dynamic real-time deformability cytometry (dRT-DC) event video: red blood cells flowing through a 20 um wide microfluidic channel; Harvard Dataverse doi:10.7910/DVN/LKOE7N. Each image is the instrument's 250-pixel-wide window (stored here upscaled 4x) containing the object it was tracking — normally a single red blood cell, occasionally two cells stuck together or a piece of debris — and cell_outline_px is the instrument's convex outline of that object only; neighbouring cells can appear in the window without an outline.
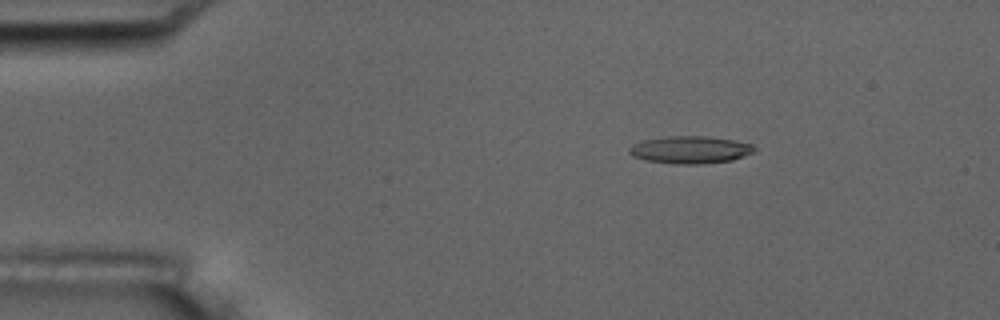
{"species": "common noctule bat (a hibernating species)", "species_latin": "Nyctalus noctula", "temperature_condition": "room temperature", "stored_images_in_passage": 5, "camera_frame_rate_fps": 3000, "um_per_image_px": 0.085, "animal": {"sex": "male", "body_mass_g": 17.5, "forearm_length_mm": 52.3}, "frame": {"image": 1, "passage_image": 3, "time_ms": 2.333, "image_size_px": [1000, 320], "cell_outline_px": [[756, 152], [732, 160], [700, 164], [676, 164], [648, 160], [632, 156], [628, 152], [628, 148], [632, 144], [644, 140], [668, 136], [704, 136], [732, 140], [752, 144], [756, 148]], "centroid_in_image_um": [58.67, 12.73], "position_along_channel_um": 26.3, "area_um2": 19.94}}
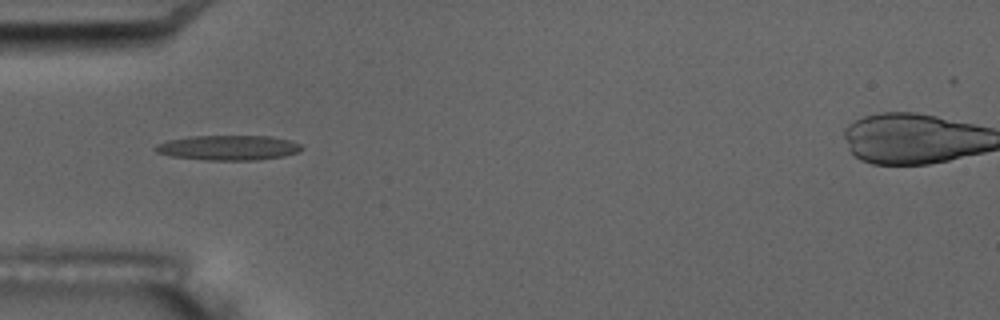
{"frame": {"image": 2, "passage_image": 5, "time_ms": 5.333, "image_size_px": [1000, 320], "cell_outline_px": [[304, 148], [300, 152], [284, 156], [256, 160], [204, 160], [172, 156], [156, 152], [152, 148], [156, 144], [168, 140], [188, 136], [272, 136], [288, 140], [300, 144]], "centroid_in_image_um": [19.4, 12.55], "position_along_channel_um": 65.6, "area_um2": 21.39}}